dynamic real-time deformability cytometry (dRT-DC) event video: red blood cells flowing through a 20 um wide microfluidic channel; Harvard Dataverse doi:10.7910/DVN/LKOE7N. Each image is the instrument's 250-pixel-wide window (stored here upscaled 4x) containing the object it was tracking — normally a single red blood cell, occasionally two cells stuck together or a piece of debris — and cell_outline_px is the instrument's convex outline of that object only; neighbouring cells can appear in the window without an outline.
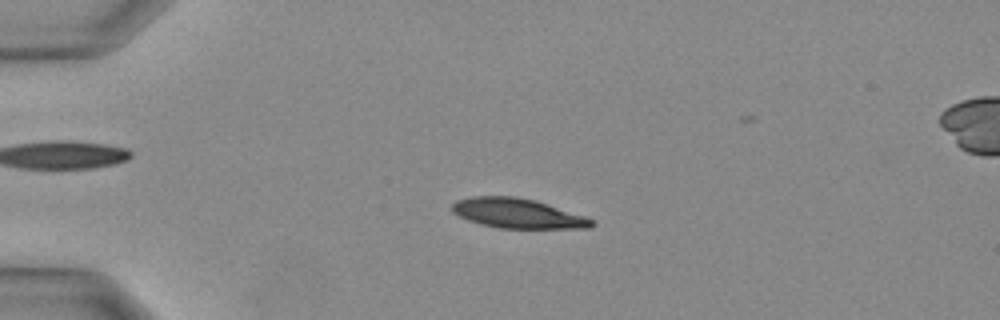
{"species": "Egyptian fruit bat (a non-hibernating species)", "species_latin": "Rousettus aegyptiacus", "temperature_condition": "warm", "stored_images_in_passage": 33, "camera_frame_rate_fps": 3000, "um_per_image_px": 0.085, "animal": {"sex": "female"}, "frame": {"image": 1, "passage_image": 8, "time_ms": 2.333, "image_size_px": [1000, 320], "cell_outline_px": [[596, 224], [588, 228], [500, 228], [480, 224], [468, 220], [452, 212], [452, 204], [456, 200], [472, 196], [516, 196], [536, 200], [584, 216], [592, 220]], "centroid_in_image_um": [43.97, 18.13], "position_along_channel_um": 41.0, "area_um2": 24.1}}
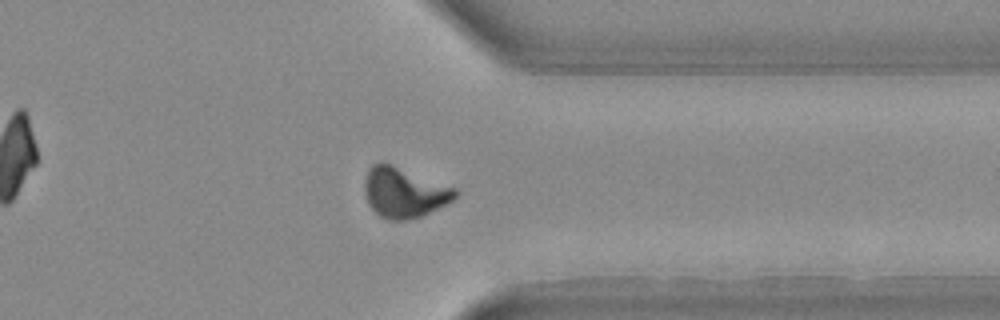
{"frame": {"image": 2, "passage_image": 27, "time_ms": 8.667, "image_size_px": [1000, 320], "cell_outline_px": [[460, 192], [452, 200], [420, 216], [404, 220], [388, 220], [380, 216], [368, 204], [364, 192], [364, 184], [368, 168], [372, 164], [388, 164], [456, 188]], "centroid_in_image_um": [34.32, 16.38], "position_along_channel_um": 377.1, "area_um2": 25.78}}
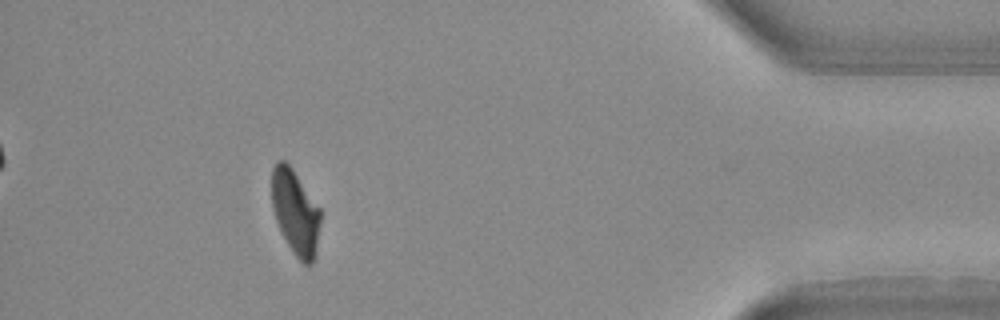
{"frame": {"image": 3, "passage_image": 31, "time_ms": 10.0, "image_size_px": [1000, 320], "cell_outline_px": [[320, 220], [316, 244], [312, 264], [304, 264], [292, 252], [276, 220], [272, 208], [272, 168], [276, 160], [284, 160], [292, 168], [320, 208]], "centroid_in_image_um": [25.08, 17.99], "position_along_channel_um": 410.1, "area_um2": 23.64}}